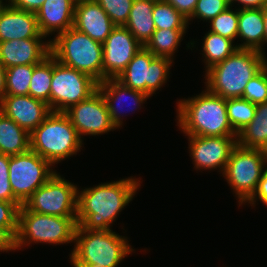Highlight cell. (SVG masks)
<instances>
[{
  "instance_id": "obj_1",
  "label": "cell",
  "mask_w": 267,
  "mask_h": 267,
  "mask_svg": "<svg viewBox=\"0 0 267 267\" xmlns=\"http://www.w3.org/2000/svg\"><path fill=\"white\" fill-rule=\"evenodd\" d=\"M140 183V177L130 176L85 189L78 188L77 225L87 230H112L120 212L135 198Z\"/></svg>"
},
{
  "instance_id": "obj_2",
  "label": "cell",
  "mask_w": 267,
  "mask_h": 267,
  "mask_svg": "<svg viewBox=\"0 0 267 267\" xmlns=\"http://www.w3.org/2000/svg\"><path fill=\"white\" fill-rule=\"evenodd\" d=\"M176 119L184 136H237L227 115L226 99L206 88L193 97L178 99Z\"/></svg>"
},
{
  "instance_id": "obj_3",
  "label": "cell",
  "mask_w": 267,
  "mask_h": 267,
  "mask_svg": "<svg viewBox=\"0 0 267 267\" xmlns=\"http://www.w3.org/2000/svg\"><path fill=\"white\" fill-rule=\"evenodd\" d=\"M267 63L260 51L237 49L224 61L204 73L205 88L225 99L242 98L248 81Z\"/></svg>"
},
{
  "instance_id": "obj_4",
  "label": "cell",
  "mask_w": 267,
  "mask_h": 267,
  "mask_svg": "<svg viewBox=\"0 0 267 267\" xmlns=\"http://www.w3.org/2000/svg\"><path fill=\"white\" fill-rule=\"evenodd\" d=\"M129 238L112 230H87L77 225L71 264H95V267H118L128 255L136 252ZM135 250V251H134Z\"/></svg>"
},
{
  "instance_id": "obj_5",
  "label": "cell",
  "mask_w": 267,
  "mask_h": 267,
  "mask_svg": "<svg viewBox=\"0 0 267 267\" xmlns=\"http://www.w3.org/2000/svg\"><path fill=\"white\" fill-rule=\"evenodd\" d=\"M83 143L64 112H51L30 133V150L46 159L53 167L76 156L83 150Z\"/></svg>"
},
{
  "instance_id": "obj_6",
  "label": "cell",
  "mask_w": 267,
  "mask_h": 267,
  "mask_svg": "<svg viewBox=\"0 0 267 267\" xmlns=\"http://www.w3.org/2000/svg\"><path fill=\"white\" fill-rule=\"evenodd\" d=\"M50 54L60 63L103 82V46L71 27L50 40Z\"/></svg>"
},
{
  "instance_id": "obj_7",
  "label": "cell",
  "mask_w": 267,
  "mask_h": 267,
  "mask_svg": "<svg viewBox=\"0 0 267 267\" xmlns=\"http://www.w3.org/2000/svg\"><path fill=\"white\" fill-rule=\"evenodd\" d=\"M76 217H60L38 214L27 210L23 205L19 209L18 231L15 237V251L31 244L61 245L74 243Z\"/></svg>"
},
{
  "instance_id": "obj_8",
  "label": "cell",
  "mask_w": 267,
  "mask_h": 267,
  "mask_svg": "<svg viewBox=\"0 0 267 267\" xmlns=\"http://www.w3.org/2000/svg\"><path fill=\"white\" fill-rule=\"evenodd\" d=\"M267 171V152L238 144L231 151L221 176L233 190L238 205L245 204L255 193L262 175Z\"/></svg>"
},
{
  "instance_id": "obj_9",
  "label": "cell",
  "mask_w": 267,
  "mask_h": 267,
  "mask_svg": "<svg viewBox=\"0 0 267 267\" xmlns=\"http://www.w3.org/2000/svg\"><path fill=\"white\" fill-rule=\"evenodd\" d=\"M173 63L169 58L154 56L142 46L116 80L152 97L163 85L165 87Z\"/></svg>"
},
{
  "instance_id": "obj_10",
  "label": "cell",
  "mask_w": 267,
  "mask_h": 267,
  "mask_svg": "<svg viewBox=\"0 0 267 267\" xmlns=\"http://www.w3.org/2000/svg\"><path fill=\"white\" fill-rule=\"evenodd\" d=\"M50 89L51 112H65L72 105L88 99L98 89L91 76L58 62L52 56Z\"/></svg>"
},
{
  "instance_id": "obj_11",
  "label": "cell",
  "mask_w": 267,
  "mask_h": 267,
  "mask_svg": "<svg viewBox=\"0 0 267 267\" xmlns=\"http://www.w3.org/2000/svg\"><path fill=\"white\" fill-rule=\"evenodd\" d=\"M78 187L56 172L26 200L23 206L38 214L76 217Z\"/></svg>"
},
{
  "instance_id": "obj_12",
  "label": "cell",
  "mask_w": 267,
  "mask_h": 267,
  "mask_svg": "<svg viewBox=\"0 0 267 267\" xmlns=\"http://www.w3.org/2000/svg\"><path fill=\"white\" fill-rule=\"evenodd\" d=\"M46 159L31 150L10 156L9 181L14 197L23 205L56 172Z\"/></svg>"
},
{
  "instance_id": "obj_13",
  "label": "cell",
  "mask_w": 267,
  "mask_h": 267,
  "mask_svg": "<svg viewBox=\"0 0 267 267\" xmlns=\"http://www.w3.org/2000/svg\"><path fill=\"white\" fill-rule=\"evenodd\" d=\"M71 120L79 137L84 141L85 136H99L115 131L106 103L102 94L97 90L88 99L72 105L64 112Z\"/></svg>"
},
{
  "instance_id": "obj_14",
  "label": "cell",
  "mask_w": 267,
  "mask_h": 267,
  "mask_svg": "<svg viewBox=\"0 0 267 267\" xmlns=\"http://www.w3.org/2000/svg\"><path fill=\"white\" fill-rule=\"evenodd\" d=\"M188 138L189 156L195 170L224 172L237 136H195Z\"/></svg>"
},
{
  "instance_id": "obj_15",
  "label": "cell",
  "mask_w": 267,
  "mask_h": 267,
  "mask_svg": "<svg viewBox=\"0 0 267 267\" xmlns=\"http://www.w3.org/2000/svg\"><path fill=\"white\" fill-rule=\"evenodd\" d=\"M102 46L103 81L116 79L142 47L125 26H116Z\"/></svg>"
},
{
  "instance_id": "obj_16",
  "label": "cell",
  "mask_w": 267,
  "mask_h": 267,
  "mask_svg": "<svg viewBox=\"0 0 267 267\" xmlns=\"http://www.w3.org/2000/svg\"><path fill=\"white\" fill-rule=\"evenodd\" d=\"M97 90L102 94L111 121L117 129L122 128V125L124 124V117L127 116L124 115V113L126 114L128 111L132 112L134 109L135 111L137 109L139 111L143 107V103H147V99L150 98V96L144 92L128 88L116 79H106L103 82L98 83ZM129 99L130 105H128V107L131 106V108L129 107L130 110H128V108L127 112H124L123 107L125 105L127 106L126 102Z\"/></svg>"
},
{
  "instance_id": "obj_17",
  "label": "cell",
  "mask_w": 267,
  "mask_h": 267,
  "mask_svg": "<svg viewBox=\"0 0 267 267\" xmlns=\"http://www.w3.org/2000/svg\"><path fill=\"white\" fill-rule=\"evenodd\" d=\"M0 111L29 134L51 113L48 104L30 95H4Z\"/></svg>"
},
{
  "instance_id": "obj_18",
  "label": "cell",
  "mask_w": 267,
  "mask_h": 267,
  "mask_svg": "<svg viewBox=\"0 0 267 267\" xmlns=\"http://www.w3.org/2000/svg\"><path fill=\"white\" fill-rule=\"evenodd\" d=\"M50 54L46 38L14 39L0 42V62L7 69L16 65L40 63Z\"/></svg>"
},
{
  "instance_id": "obj_19",
  "label": "cell",
  "mask_w": 267,
  "mask_h": 267,
  "mask_svg": "<svg viewBox=\"0 0 267 267\" xmlns=\"http://www.w3.org/2000/svg\"><path fill=\"white\" fill-rule=\"evenodd\" d=\"M73 27L103 43L116 25L95 0H78L75 4Z\"/></svg>"
},
{
  "instance_id": "obj_20",
  "label": "cell",
  "mask_w": 267,
  "mask_h": 267,
  "mask_svg": "<svg viewBox=\"0 0 267 267\" xmlns=\"http://www.w3.org/2000/svg\"><path fill=\"white\" fill-rule=\"evenodd\" d=\"M75 4L76 0H44L35 13L40 33L51 40L53 34L73 27Z\"/></svg>"
},
{
  "instance_id": "obj_21",
  "label": "cell",
  "mask_w": 267,
  "mask_h": 267,
  "mask_svg": "<svg viewBox=\"0 0 267 267\" xmlns=\"http://www.w3.org/2000/svg\"><path fill=\"white\" fill-rule=\"evenodd\" d=\"M30 38H46L39 31L36 14L7 3L0 11V42Z\"/></svg>"
},
{
  "instance_id": "obj_22",
  "label": "cell",
  "mask_w": 267,
  "mask_h": 267,
  "mask_svg": "<svg viewBox=\"0 0 267 267\" xmlns=\"http://www.w3.org/2000/svg\"><path fill=\"white\" fill-rule=\"evenodd\" d=\"M265 28L263 8L238 9V49H252L264 55ZM243 42V43H242Z\"/></svg>"
},
{
  "instance_id": "obj_23",
  "label": "cell",
  "mask_w": 267,
  "mask_h": 267,
  "mask_svg": "<svg viewBox=\"0 0 267 267\" xmlns=\"http://www.w3.org/2000/svg\"><path fill=\"white\" fill-rule=\"evenodd\" d=\"M157 0H134L129 17L124 25L144 47L156 30L152 12Z\"/></svg>"
},
{
  "instance_id": "obj_24",
  "label": "cell",
  "mask_w": 267,
  "mask_h": 267,
  "mask_svg": "<svg viewBox=\"0 0 267 267\" xmlns=\"http://www.w3.org/2000/svg\"><path fill=\"white\" fill-rule=\"evenodd\" d=\"M30 150V134L0 111V154L14 156Z\"/></svg>"
},
{
  "instance_id": "obj_25",
  "label": "cell",
  "mask_w": 267,
  "mask_h": 267,
  "mask_svg": "<svg viewBox=\"0 0 267 267\" xmlns=\"http://www.w3.org/2000/svg\"><path fill=\"white\" fill-rule=\"evenodd\" d=\"M237 144L267 152V102L256 106L253 120L238 133Z\"/></svg>"
},
{
  "instance_id": "obj_26",
  "label": "cell",
  "mask_w": 267,
  "mask_h": 267,
  "mask_svg": "<svg viewBox=\"0 0 267 267\" xmlns=\"http://www.w3.org/2000/svg\"><path fill=\"white\" fill-rule=\"evenodd\" d=\"M202 62L205 65V72L214 65L224 61L227 57L232 55L237 49V45L233 40L222 37L219 34L208 30L204 35L201 44Z\"/></svg>"
},
{
  "instance_id": "obj_27",
  "label": "cell",
  "mask_w": 267,
  "mask_h": 267,
  "mask_svg": "<svg viewBox=\"0 0 267 267\" xmlns=\"http://www.w3.org/2000/svg\"><path fill=\"white\" fill-rule=\"evenodd\" d=\"M186 32L187 29H156L144 47L154 56L166 57L174 62L175 52Z\"/></svg>"
},
{
  "instance_id": "obj_28",
  "label": "cell",
  "mask_w": 267,
  "mask_h": 267,
  "mask_svg": "<svg viewBox=\"0 0 267 267\" xmlns=\"http://www.w3.org/2000/svg\"><path fill=\"white\" fill-rule=\"evenodd\" d=\"M52 81V55L49 54L36 64L30 80L29 95L48 104L50 108V89Z\"/></svg>"
},
{
  "instance_id": "obj_29",
  "label": "cell",
  "mask_w": 267,
  "mask_h": 267,
  "mask_svg": "<svg viewBox=\"0 0 267 267\" xmlns=\"http://www.w3.org/2000/svg\"><path fill=\"white\" fill-rule=\"evenodd\" d=\"M152 17L156 29H188V19L163 0L154 3Z\"/></svg>"
},
{
  "instance_id": "obj_30",
  "label": "cell",
  "mask_w": 267,
  "mask_h": 267,
  "mask_svg": "<svg viewBox=\"0 0 267 267\" xmlns=\"http://www.w3.org/2000/svg\"><path fill=\"white\" fill-rule=\"evenodd\" d=\"M35 65H16L7 68L5 95H29L30 80Z\"/></svg>"
},
{
  "instance_id": "obj_31",
  "label": "cell",
  "mask_w": 267,
  "mask_h": 267,
  "mask_svg": "<svg viewBox=\"0 0 267 267\" xmlns=\"http://www.w3.org/2000/svg\"><path fill=\"white\" fill-rule=\"evenodd\" d=\"M256 106L243 98L226 99L228 119L237 134L253 120Z\"/></svg>"
},
{
  "instance_id": "obj_32",
  "label": "cell",
  "mask_w": 267,
  "mask_h": 267,
  "mask_svg": "<svg viewBox=\"0 0 267 267\" xmlns=\"http://www.w3.org/2000/svg\"><path fill=\"white\" fill-rule=\"evenodd\" d=\"M209 23V31L235 42L238 35V8L229 6L215 18L211 19Z\"/></svg>"
},
{
  "instance_id": "obj_33",
  "label": "cell",
  "mask_w": 267,
  "mask_h": 267,
  "mask_svg": "<svg viewBox=\"0 0 267 267\" xmlns=\"http://www.w3.org/2000/svg\"><path fill=\"white\" fill-rule=\"evenodd\" d=\"M242 98L255 105L267 102V63L248 81Z\"/></svg>"
},
{
  "instance_id": "obj_34",
  "label": "cell",
  "mask_w": 267,
  "mask_h": 267,
  "mask_svg": "<svg viewBox=\"0 0 267 267\" xmlns=\"http://www.w3.org/2000/svg\"><path fill=\"white\" fill-rule=\"evenodd\" d=\"M116 26H124L134 0H95Z\"/></svg>"
},
{
  "instance_id": "obj_35",
  "label": "cell",
  "mask_w": 267,
  "mask_h": 267,
  "mask_svg": "<svg viewBox=\"0 0 267 267\" xmlns=\"http://www.w3.org/2000/svg\"><path fill=\"white\" fill-rule=\"evenodd\" d=\"M230 6L229 0H198L193 12V15L188 19V23L194 19L209 22L219 13Z\"/></svg>"
},
{
  "instance_id": "obj_36",
  "label": "cell",
  "mask_w": 267,
  "mask_h": 267,
  "mask_svg": "<svg viewBox=\"0 0 267 267\" xmlns=\"http://www.w3.org/2000/svg\"><path fill=\"white\" fill-rule=\"evenodd\" d=\"M20 202H7L0 199V227L4 228L14 239L18 231Z\"/></svg>"
},
{
  "instance_id": "obj_37",
  "label": "cell",
  "mask_w": 267,
  "mask_h": 267,
  "mask_svg": "<svg viewBox=\"0 0 267 267\" xmlns=\"http://www.w3.org/2000/svg\"><path fill=\"white\" fill-rule=\"evenodd\" d=\"M10 156L0 154V199L7 202H19L13 195L9 181Z\"/></svg>"
},
{
  "instance_id": "obj_38",
  "label": "cell",
  "mask_w": 267,
  "mask_h": 267,
  "mask_svg": "<svg viewBox=\"0 0 267 267\" xmlns=\"http://www.w3.org/2000/svg\"><path fill=\"white\" fill-rule=\"evenodd\" d=\"M259 200L263 205L267 206V171L262 175L253 196L244 205L250 204L249 206L255 207L257 205L256 202Z\"/></svg>"
},
{
  "instance_id": "obj_39",
  "label": "cell",
  "mask_w": 267,
  "mask_h": 267,
  "mask_svg": "<svg viewBox=\"0 0 267 267\" xmlns=\"http://www.w3.org/2000/svg\"><path fill=\"white\" fill-rule=\"evenodd\" d=\"M163 1L171 4L178 12H180L184 17L189 19L193 15L198 0H163Z\"/></svg>"
},
{
  "instance_id": "obj_40",
  "label": "cell",
  "mask_w": 267,
  "mask_h": 267,
  "mask_svg": "<svg viewBox=\"0 0 267 267\" xmlns=\"http://www.w3.org/2000/svg\"><path fill=\"white\" fill-rule=\"evenodd\" d=\"M7 2L14 8L36 13L44 0H7Z\"/></svg>"
},
{
  "instance_id": "obj_41",
  "label": "cell",
  "mask_w": 267,
  "mask_h": 267,
  "mask_svg": "<svg viewBox=\"0 0 267 267\" xmlns=\"http://www.w3.org/2000/svg\"><path fill=\"white\" fill-rule=\"evenodd\" d=\"M15 251V239L4 229L0 227V253Z\"/></svg>"
},
{
  "instance_id": "obj_42",
  "label": "cell",
  "mask_w": 267,
  "mask_h": 267,
  "mask_svg": "<svg viewBox=\"0 0 267 267\" xmlns=\"http://www.w3.org/2000/svg\"><path fill=\"white\" fill-rule=\"evenodd\" d=\"M230 6L238 7V9L263 8L267 4V0H229ZM241 4V5H240Z\"/></svg>"
},
{
  "instance_id": "obj_43",
  "label": "cell",
  "mask_w": 267,
  "mask_h": 267,
  "mask_svg": "<svg viewBox=\"0 0 267 267\" xmlns=\"http://www.w3.org/2000/svg\"><path fill=\"white\" fill-rule=\"evenodd\" d=\"M5 73L6 68L0 62V100L5 95Z\"/></svg>"
},
{
  "instance_id": "obj_44",
  "label": "cell",
  "mask_w": 267,
  "mask_h": 267,
  "mask_svg": "<svg viewBox=\"0 0 267 267\" xmlns=\"http://www.w3.org/2000/svg\"><path fill=\"white\" fill-rule=\"evenodd\" d=\"M263 19L265 28V38H264V51H265V46L267 45V4L263 7Z\"/></svg>"
},
{
  "instance_id": "obj_45",
  "label": "cell",
  "mask_w": 267,
  "mask_h": 267,
  "mask_svg": "<svg viewBox=\"0 0 267 267\" xmlns=\"http://www.w3.org/2000/svg\"><path fill=\"white\" fill-rule=\"evenodd\" d=\"M73 267H95V264H72Z\"/></svg>"
},
{
  "instance_id": "obj_46",
  "label": "cell",
  "mask_w": 267,
  "mask_h": 267,
  "mask_svg": "<svg viewBox=\"0 0 267 267\" xmlns=\"http://www.w3.org/2000/svg\"><path fill=\"white\" fill-rule=\"evenodd\" d=\"M4 1V2H3ZM7 0H0V11L4 8V6L7 4Z\"/></svg>"
}]
</instances>
